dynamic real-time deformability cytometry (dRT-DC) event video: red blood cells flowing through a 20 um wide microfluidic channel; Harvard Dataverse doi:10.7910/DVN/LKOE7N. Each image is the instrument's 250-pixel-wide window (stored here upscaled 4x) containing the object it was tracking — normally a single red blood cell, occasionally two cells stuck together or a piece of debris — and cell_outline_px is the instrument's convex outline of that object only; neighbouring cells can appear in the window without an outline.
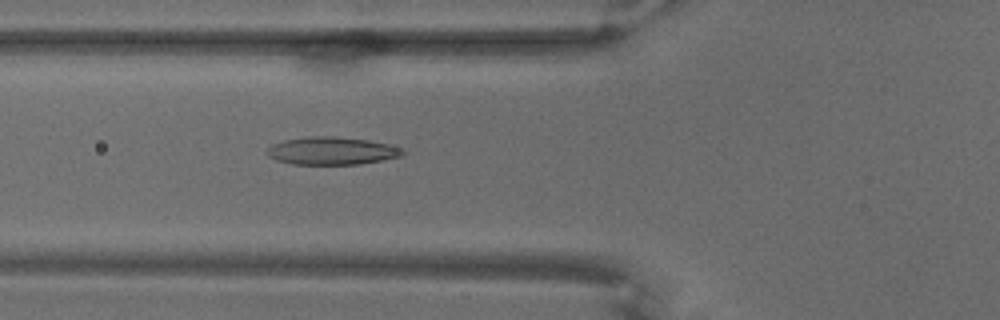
{"species": "common noctule bat (a hibernating species)", "species_latin": "Nyctalus noctula", "temperature_condition": "warm", "stored_images_in_passage": 68, "camera_frame_rate_fps": 3000, "um_per_image_px": 0.085, "animal": {"sex": "male", "body_mass_g": 18.8}, "frame": {"image": 1, "passage_image": 26, "time_ms": 8.333, "image_size_px": [1000, 320], "cell_outline_px": [[404, 156], [360, 164], [292, 164], [276, 160], [268, 156], [264, 152], [272, 144], [284, 140], [316, 136], [332, 136], [368, 140], [388, 144], [404, 148]], "centroid_in_image_um": [28.21, 12.83], "position_along_channel_um": 97.6, "area_um2": 21.96}}
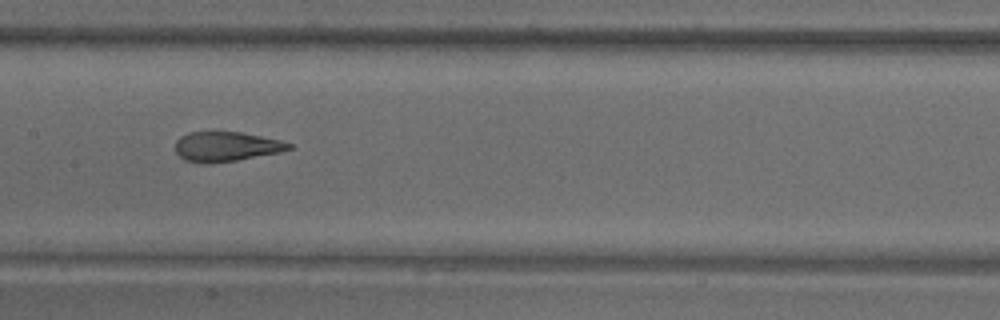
{"frame": {"image": 2, "passage_image": 35, "time_ms": 11.333, "image_size_px": [1000, 320], "cell_outline_px": [[292, 148], [280, 152], [236, 160], [208, 164], [204, 164], [184, 160], [176, 152], [176, 140], [180, 136], [188, 132], [240, 132], [280, 140], [292, 144]], "centroid_in_image_um": [19.19, 12.46], "position_along_channel_um": 188.2, "area_um2": 19.59}}
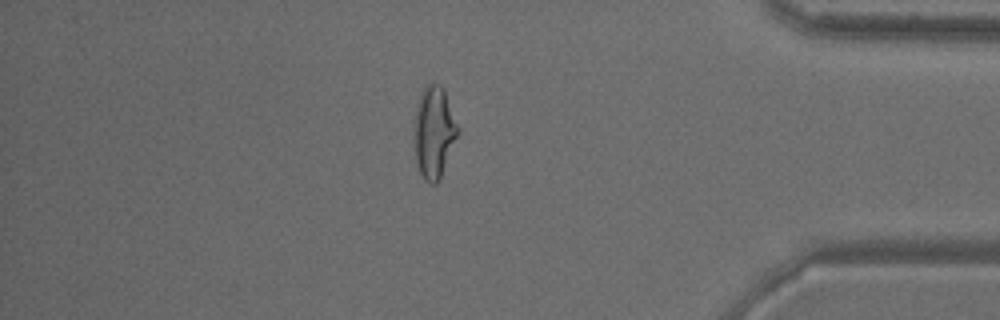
{"frame": {"image": 3, "passage_image": 59, "time_ms": 19.333, "image_size_px": [1000, 320], "cell_outline_px": [[460, 132], [440, 180], [436, 184], [428, 184], [424, 180], [416, 164], [412, 128], [412, 120], [420, 96], [424, 88], [428, 84], [440, 84], [444, 88], [460, 128]], "centroid_in_image_um": [36.88, 11.27], "position_along_channel_um": 398.3, "area_um2": 24.22}}